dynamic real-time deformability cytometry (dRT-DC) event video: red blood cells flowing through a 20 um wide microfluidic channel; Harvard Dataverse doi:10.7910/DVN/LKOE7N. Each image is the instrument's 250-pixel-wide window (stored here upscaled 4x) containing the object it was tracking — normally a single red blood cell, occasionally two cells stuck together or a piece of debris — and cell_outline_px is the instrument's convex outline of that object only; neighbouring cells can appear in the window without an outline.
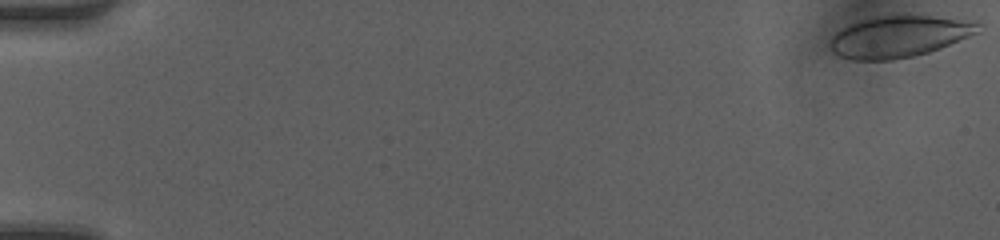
{"species": "human", "species_latin": "Homo sapiens", "temperature_condition": "room temperature", "stored_images_in_passage": 15, "camera_frame_rate_fps": 3000, "um_per_image_px": 0.085, "donor": {"sex": "female"}, "frame": {"image": 1, "passage_image": 1, "time_ms": 0.0, "image_size_px": [1000, 240], "cell_outline_px": [[980, 32], [940, 48], [916, 56], [892, 60], [852, 60], [840, 56], [832, 52], [828, 44], [832, 36], [836, 32], [852, 24], [876, 16], [932, 16], [980, 24]], "centroid_in_image_um": [76.36, 3.14], "position_along_channel_um": 8.6, "area_um2": 35.26}}